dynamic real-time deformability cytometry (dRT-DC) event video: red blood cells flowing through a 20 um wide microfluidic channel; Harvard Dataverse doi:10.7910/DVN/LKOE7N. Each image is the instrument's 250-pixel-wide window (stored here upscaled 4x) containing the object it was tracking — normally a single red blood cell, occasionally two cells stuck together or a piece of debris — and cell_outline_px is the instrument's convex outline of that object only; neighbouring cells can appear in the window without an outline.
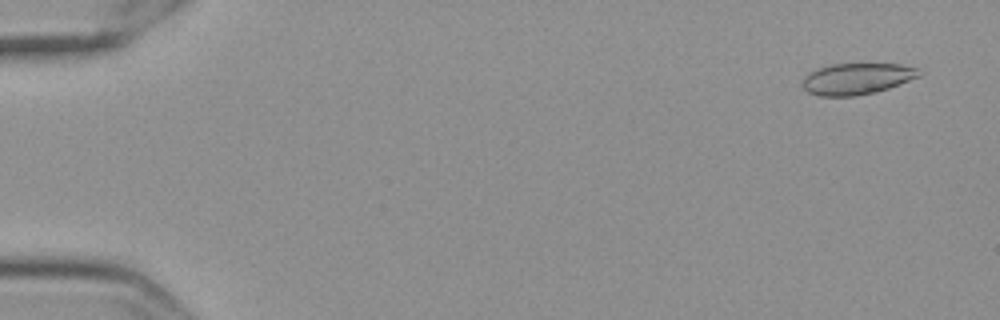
{"species": "Egyptian fruit bat (a non-hibernating species)", "species_latin": "Rousettus aegyptiacus", "temperature_condition": "cold", "stored_images_in_passage": 58, "camera_frame_rate_fps": 3000, "um_per_image_px": 0.085, "frame": {"image": 1, "passage_image": 3, "time_ms": 0.667, "image_size_px": [1000, 320], "cell_outline_px": [[920, 76], [900, 84], [876, 92], [856, 96], [820, 96], [808, 92], [800, 84], [804, 76], [808, 72], [832, 64], [900, 64], [920, 68]], "centroid_in_image_um": [72.82, 6.7], "position_along_channel_um": 12.2, "area_um2": 21.39}}
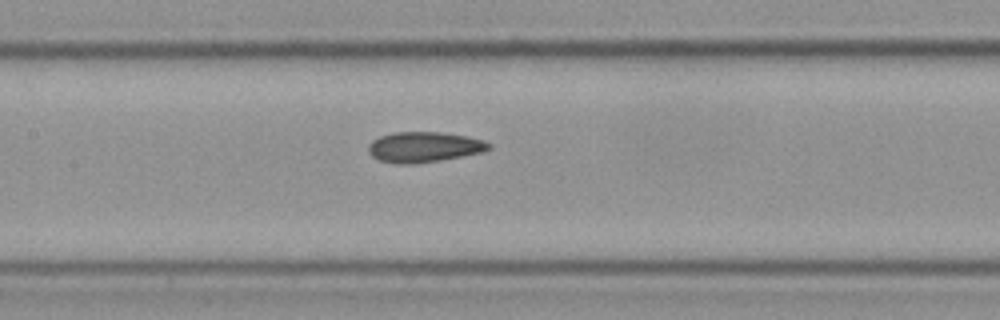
{"frame": {"image": 2, "passage_image": 28, "time_ms": 9.0, "image_size_px": [1000, 320], "cell_outline_px": [[492, 148], [484, 152], [464, 156], [416, 164], [396, 164], [380, 160], [372, 156], [368, 152], [368, 144], [372, 140], [380, 136], [392, 132], [440, 132], [468, 136], [484, 140], [492, 144]], "centroid_in_image_um": [36.07, 12.5], "position_along_channel_um": 171.3, "area_um2": 21.68}}
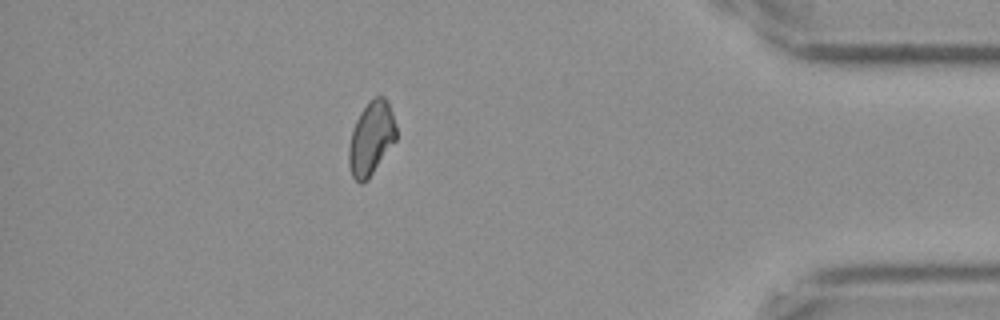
{"frame": {"image": 3, "passage_image": 51, "time_ms": 16.667, "image_size_px": [1000, 320], "cell_outline_px": [[396, 140], [368, 180], [360, 184], [352, 176], [348, 164], [348, 148], [352, 128], [360, 112], [376, 96], [384, 96], [388, 100], [396, 124]], "centroid_in_image_um": [31.54, 11.78], "position_along_channel_um": 403.7, "area_um2": 20.4}, "authors_computed_cell_mechanics": {"area_um2": 21.1548, "velocity_mm_per_s": 3.5389, "shape_relaxation_time_tau1_ms": null, "shape_relaxation_time_tau2_ms": 3.6193, "deformation_change_tau1": null, "deformation_change_tau2": 0.0909}}